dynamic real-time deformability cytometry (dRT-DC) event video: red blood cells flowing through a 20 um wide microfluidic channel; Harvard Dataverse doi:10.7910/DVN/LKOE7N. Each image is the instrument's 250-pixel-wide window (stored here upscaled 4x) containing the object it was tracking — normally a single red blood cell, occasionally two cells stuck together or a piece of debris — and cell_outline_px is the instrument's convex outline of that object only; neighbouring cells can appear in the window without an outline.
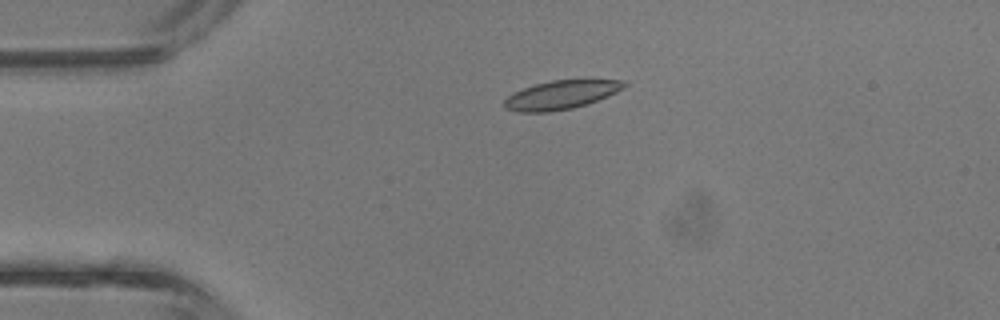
{"species": "common noctule bat (a hibernating species)", "species_latin": "Nyctalus noctula", "temperature_condition": "room temperature", "stored_images_in_passage": 5, "camera_frame_rate_fps": 3000, "um_per_image_px": 0.085, "animal": {"sex": "male", "body_mass_g": 13.3}, "frame": {"image": 1, "passage_image": 3, "time_ms": 0.667, "image_size_px": [1000, 320], "cell_outline_px": [[628, 84], [624, 88], [608, 96], [588, 104], [572, 108], [548, 112], [520, 112], [504, 108], [504, 100], [512, 92], [536, 84], [552, 80], [628, 80]], "centroid_in_image_um": [47.71, 8.06], "position_along_channel_um": 37.3, "area_um2": 20.06}}
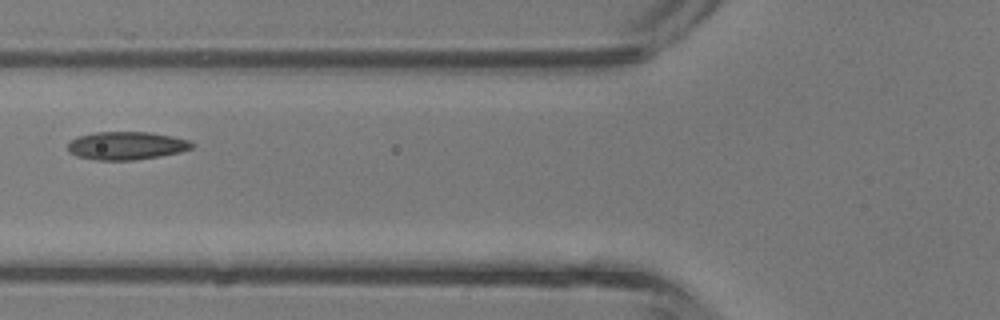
{"frame": {"image": 2, "passage_image": 5, "time_ms": 1.333, "image_size_px": [1000, 320], "cell_outline_px": [[192, 148], [180, 152], [160, 156], [132, 160], [96, 160], [76, 156], [68, 152], [68, 144], [72, 140], [80, 136], [96, 132], [148, 132], [172, 136], [188, 140], [192, 144]], "centroid_in_image_um": [10.73, 12.38], "position_along_channel_um": 115.1, "area_um2": 20.11}}